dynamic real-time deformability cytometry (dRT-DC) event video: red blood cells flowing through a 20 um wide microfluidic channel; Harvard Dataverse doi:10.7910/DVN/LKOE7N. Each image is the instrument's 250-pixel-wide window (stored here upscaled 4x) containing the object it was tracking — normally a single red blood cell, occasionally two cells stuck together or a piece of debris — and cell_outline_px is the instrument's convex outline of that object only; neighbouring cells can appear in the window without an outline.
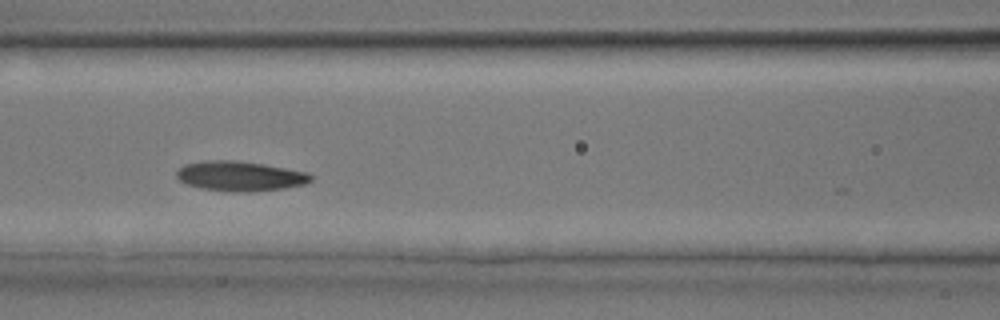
{"species": "common noctule bat (a hibernating species)", "species_latin": "Nyctalus noctula", "temperature_condition": "room temperature", "stored_images_in_passage": 27, "camera_frame_rate_fps": 3000, "um_per_image_px": 0.085, "animal": {"sex": "male", "body_mass_g": 17.9, "forearm_length_mm": 54.2}, "frame": {"image": 1, "passage_image": 12, "time_ms": 3.667, "image_size_px": [1000, 320], "cell_outline_px": [[312, 180], [304, 184], [284, 188], [248, 192], [240, 192], [200, 188], [188, 184], [180, 180], [176, 176], [176, 172], [184, 164], [204, 160], [236, 160], [264, 164], [308, 172], [312, 176]], "centroid_in_image_um": [20.4, 14.95], "position_along_channel_um": 146.2, "area_um2": 23.29}}
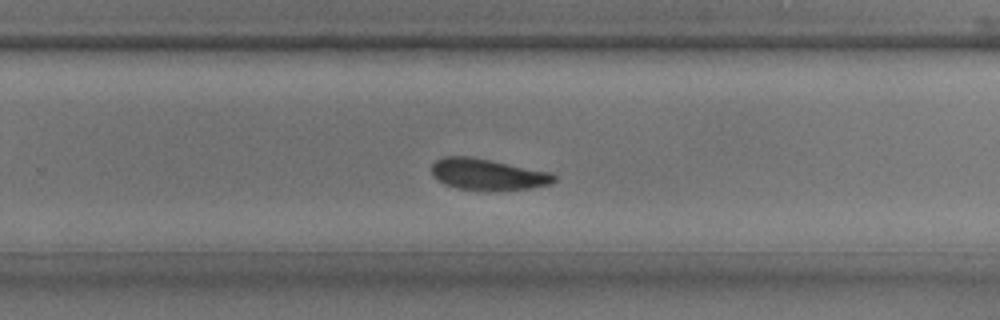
{"frame": {"image": 2, "passage_image": 19, "time_ms": 6.0, "image_size_px": [1000, 320], "cell_outline_px": [[556, 180], [548, 184], [532, 188], [456, 188], [444, 184], [436, 180], [432, 176], [432, 164], [436, 160], [444, 156], [468, 156], [492, 160], [552, 172], [556, 176]], "centroid_in_image_um": [41.42, 14.77], "position_along_channel_um": 288.4, "area_um2": 21.79}}
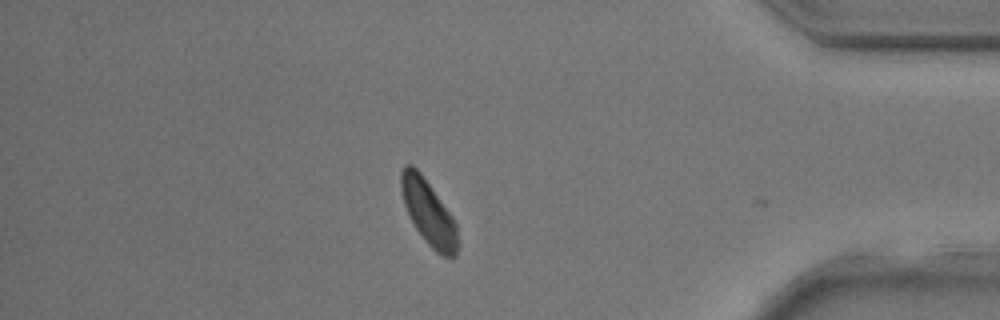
{"frame": {"image": 3, "passage_image": 26, "time_ms": 8.333, "image_size_px": [1000, 320], "cell_outline_px": [[460, 244], [456, 256], [452, 260], [436, 252], [424, 240], [416, 228], [404, 204], [400, 188], [400, 172], [404, 164], [412, 164], [420, 172], [452, 216], [456, 224]], "centroid_in_image_um": [36.45, 18.1], "position_along_channel_um": 398.8, "area_um2": 21.5}}